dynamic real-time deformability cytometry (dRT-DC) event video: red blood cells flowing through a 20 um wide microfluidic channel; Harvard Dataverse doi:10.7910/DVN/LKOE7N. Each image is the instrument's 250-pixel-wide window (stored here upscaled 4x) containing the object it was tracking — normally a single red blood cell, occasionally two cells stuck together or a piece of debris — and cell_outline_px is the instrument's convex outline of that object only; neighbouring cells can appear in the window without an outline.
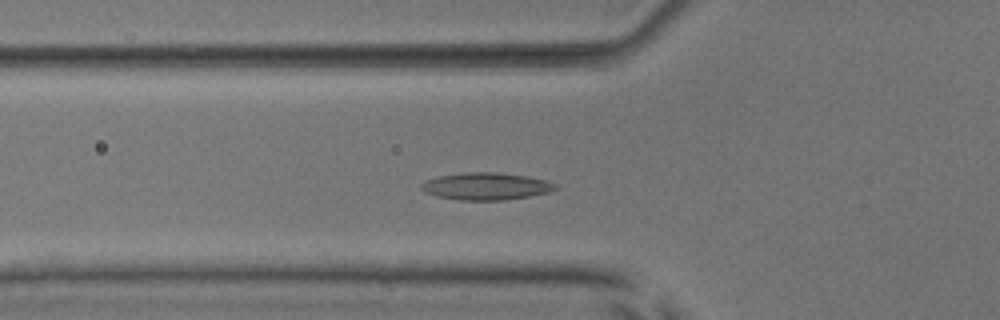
{"species": "common noctule bat (a hibernating species)", "species_latin": "Nyctalus noctula", "temperature_condition": "room temperature", "stored_images_in_passage": 42, "camera_frame_rate_fps": 3000, "um_per_image_px": 0.085, "animal": {"sex": "male", "body_mass_g": 17.9, "forearm_length_mm": 54.2}, "frame": {"image": 1, "passage_image": 9, "time_ms": 2.667, "image_size_px": [1000, 320], "cell_outline_px": [[556, 188], [548, 192], [528, 196], [504, 200], [460, 200], [440, 196], [424, 192], [420, 188], [420, 184], [424, 180], [436, 176], [464, 172], [496, 172], [524, 176], [544, 180], [556, 184]], "centroid_in_image_um": [41.23, 15.82], "position_along_channel_um": 84.6, "area_um2": 21.1}}
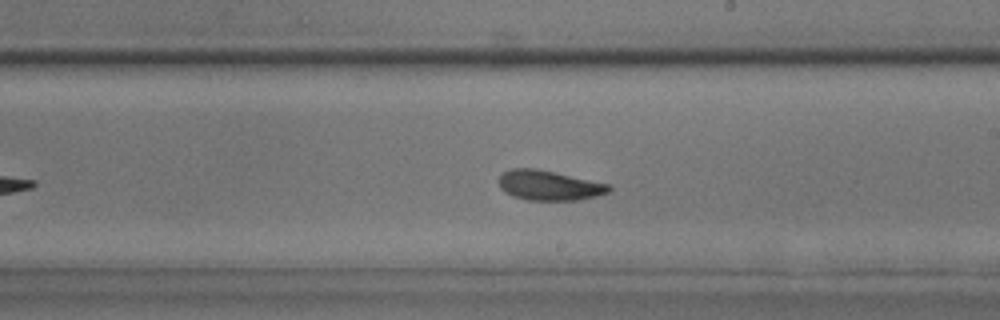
{"frame": {"image": 2, "passage_image": 21, "time_ms": 6.667, "image_size_px": [1000, 320], "cell_outline_px": [[612, 188], [608, 192], [596, 196], [576, 200], [528, 200], [512, 196], [504, 192], [500, 188], [500, 176], [504, 172], [512, 168], [536, 168], [612, 184]], "centroid_in_image_um": [46.7, 15.75], "position_along_channel_um": 242.3, "area_um2": 19.25}}
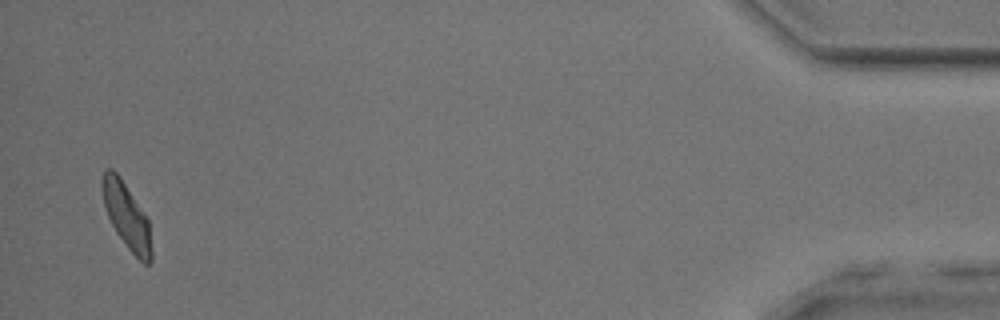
{"frame": {"image": 3, "passage_image": 41, "time_ms": 13.333, "image_size_px": [1000, 320], "cell_outline_px": [[152, 260], [148, 264], [144, 264], [128, 248], [116, 232], [108, 216], [104, 204], [100, 188], [100, 180], [104, 168], [112, 168], [120, 176], [148, 220], [152, 252]], "centroid_in_image_um": [10.72, 18.31], "position_along_channel_um": 424.5, "area_um2": 18.73}, "authors_computed_cell_mechanics": {"area_um2": 19.1029, "velocity_mm_per_s": 3.9586, "shape_relaxation_time_tau1_ms": 4.3419, "shape_relaxation_time_tau2_ms": 2.4828, "deformation_change_tau1": 0.1078, "deformation_change_tau2": 0.083}}